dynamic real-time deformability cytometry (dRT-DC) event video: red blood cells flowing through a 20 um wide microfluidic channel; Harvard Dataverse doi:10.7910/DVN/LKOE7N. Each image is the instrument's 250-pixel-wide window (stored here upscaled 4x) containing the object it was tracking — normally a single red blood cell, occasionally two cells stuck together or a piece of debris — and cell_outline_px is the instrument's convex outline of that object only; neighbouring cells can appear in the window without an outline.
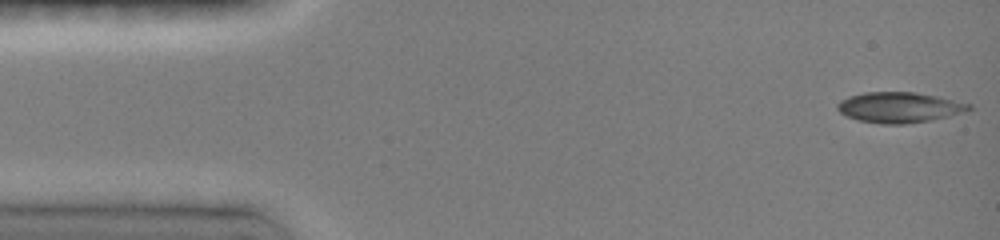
{"species": "common noctule bat (a hibernating species)", "species_latin": "Nyctalus noctula", "temperature_condition": "room temperature", "stored_images_in_passage": 8, "camera_frame_rate_fps": 3000, "um_per_image_px": 0.085, "animal": {"sex": "female", "body_mass_g": 19.0, "forearm_length_mm": 51.5}, "frame": {"image": 1, "passage_image": 1, "time_ms": 0.0, "image_size_px": [1000, 240], "cell_outline_px": [[972, 108], [948, 116], [928, 120], [904, 124], [884, 124], [860, 120], [848, 116], [840, 112], [836, 108], [836, 104], [840, 100], [848, 96], [864, 92], [916, 92], [936, 96], [972, 104]], "centroid_in_image_um": [76.4, 9.11], "position_along_channel_um": 8.6, "area_um2": 23.06}}